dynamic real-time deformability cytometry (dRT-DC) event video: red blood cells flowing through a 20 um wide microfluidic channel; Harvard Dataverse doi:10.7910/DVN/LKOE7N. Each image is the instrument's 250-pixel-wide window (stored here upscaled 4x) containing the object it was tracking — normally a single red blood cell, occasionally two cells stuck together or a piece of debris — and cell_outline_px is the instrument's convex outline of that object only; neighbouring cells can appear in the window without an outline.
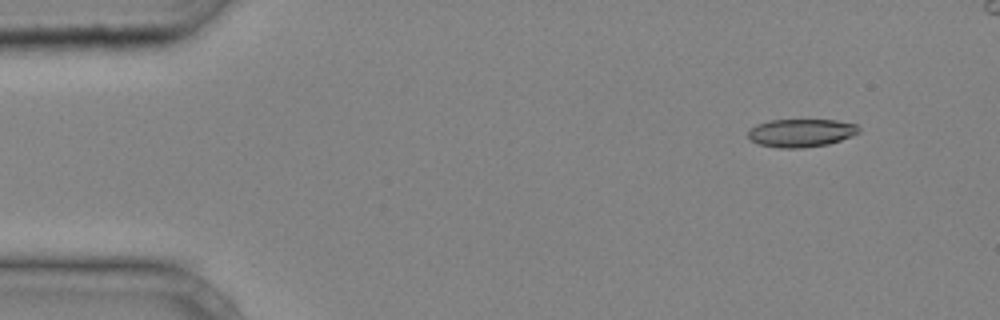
{"species": "common noctule bat (a hibernating species)", "species_latin": "Nyctalus noctula", "temperature_condition": "cold", "stored_images_in_passage": 38, "camera_frame_rate_fps": 3000, "um_per_image_px": 0.085, "animal": {"sex": "male", "body_mass_g": 20.4}, "frame": {"image": 1, "passage_image": 1, "time_ms": 0.0, "image_size_px": [1000, 320], "cell_outline_px": [[860, 132], [852, 136], [828, 144], [800, 148], [780, 148], [760, 144], [752, 140], [748, 136], [748, 132], [756, 124], [768, 120], [836, 120], [856, 124], [860, 128]], "centroid_in_image_um": [68.11, 11.29], "position_along_channel_um": 16.9, "area_um2": 18.03}}
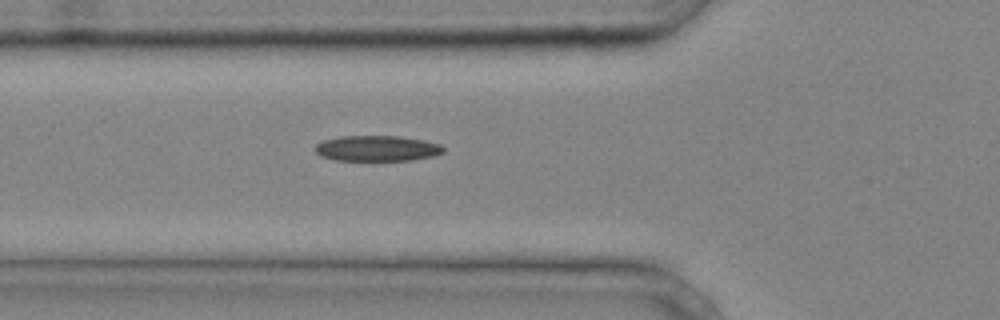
{"frame": {"image": 2, "passage_image": 12, "time_ms": 3.667, "image_size_px": [1000, 320], "cell_outline_px": [[444, 152], [436, 156], [412, 160], [336, 160], [320, 156], [316, 152], [316, 144], [320, 140], [340, 136], [400, 136], [424, 140], [440, 144], [444, 148]], "centroid_in_image_um": [32.06, 12.61], "position_along_channel_um": 93.7, "area_um2": 19.31}}
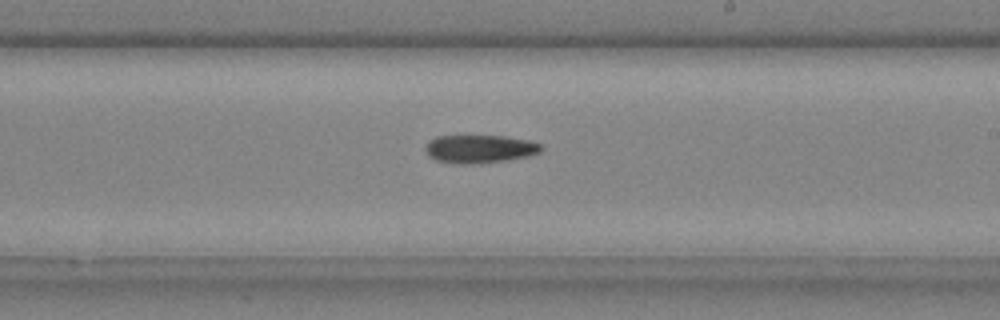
{"frame": {"image": 3, "passage_image": 22, "time_ms": 7.0, "image_size_px": [1000, 320], "cell_outline_px": [[544, 148], [540, 152], [528, 156], [508, 160], [480, 164], [460, 164], [436, 160], [428, 156], [424, 148], [428, 140], [436, 136], [504, 136], [528, 140], [544, 144]], "centroid_in_image_um": [40.78, 12.66], "position_along_channel_um": 248.2, "area_um2": 19.31}}